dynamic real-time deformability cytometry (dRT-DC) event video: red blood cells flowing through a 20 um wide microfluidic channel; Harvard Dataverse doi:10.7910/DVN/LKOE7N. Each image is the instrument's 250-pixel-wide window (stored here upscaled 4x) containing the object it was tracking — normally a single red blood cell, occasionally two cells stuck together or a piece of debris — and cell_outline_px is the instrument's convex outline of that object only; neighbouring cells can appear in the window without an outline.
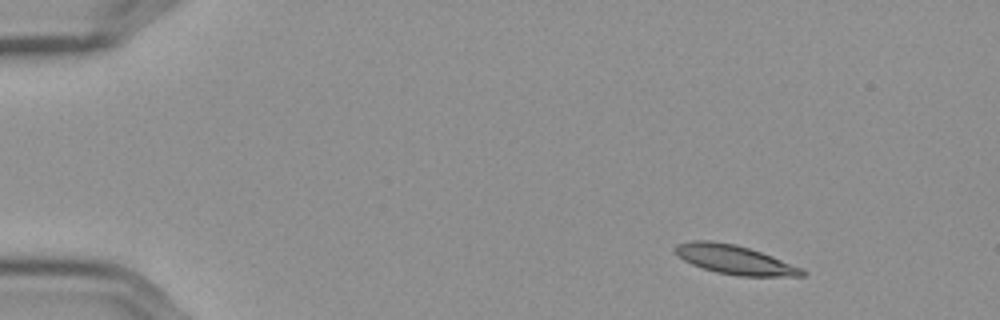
{"species": "Egyptian fruit bat (a non-hibernating species)", "species_latin": "Rousettus aegyptiacus", "temperature_condition": "cold", "stored_images_in_passage": 51, "camera_frame_rate_fps": 3000, "um_per_image_px": 0.085, "frame": {"image": 1, "passage_image": 1, "time_ms": 0.0, "image_size_px": [1000, 320], "cell_outline_px": [[808, 272], [804, 276], [740, 276], [716, 272], [692, 264], [684, 260], [672, 248], [676, 244], [692, 240], [712, 240], [736, 244], [772, 256], [800, 268]], "centroid_in_image_um": [62.41, 22.06], "position_along_channel_um": 22.6, "area_um2": 21.33}}
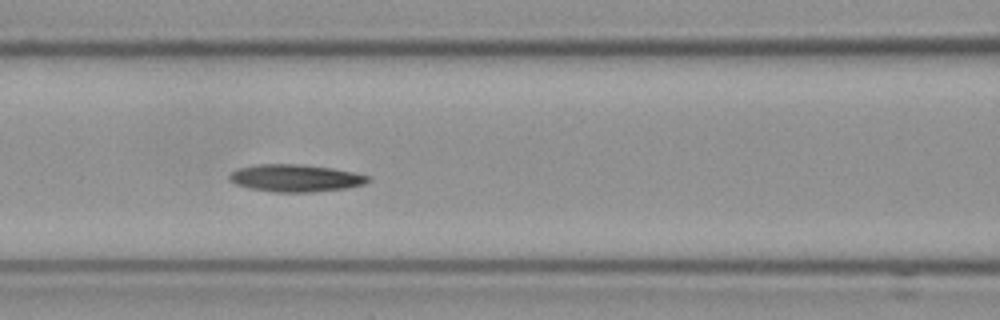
{"frame": {"image": 2, "passage_image": 19, "time_ms": 6.0, "image_size_px": [1000, 320], "cell_outline_px": [[372, 180], [364, 184], [344, 188], [312, 192], [276, 192], [248, 188], [236, 184], [228, 180], [228, 176], [232, 172], [240, 168], [256, 164], [300, 164], [332, 168], [352, 172], [368, 176]], "centroid_in_image_um": [25.09, 15.14], "position_along_channel_um": 141.5, "area_um2": 21.96}}
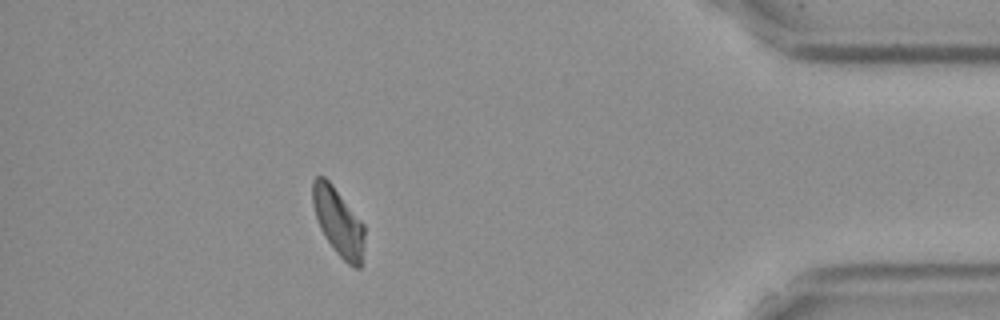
{"frame": {"image": 3, "passage_image": 45, "time_ms": 14.667, "image_size_px": [1000, 320], "cell_outline_px": [[364, 248], [360, 268], [356, 268], [348, 264], [336, 252], [324, 236], [316, 220], [312, 204], [312, 180], [316, 176], [324, 176], [332, 184], [364, 224]], "centroid_in_image_um": [28.74, 18.85], "position_along_channel_um": 406.5, "area_um2": 20.52}, "authors_computed_cell_mechanics": {"area_um2": 21.4438, "velocity_mm_per_s": 3.5535, "shape_relaxation_time_tau1_ms": null, "shape_relaxation_time_tau2_ms": 5.3155, "deformation_change_tau1": null, "deformation_change_tau2": 0.1355}}